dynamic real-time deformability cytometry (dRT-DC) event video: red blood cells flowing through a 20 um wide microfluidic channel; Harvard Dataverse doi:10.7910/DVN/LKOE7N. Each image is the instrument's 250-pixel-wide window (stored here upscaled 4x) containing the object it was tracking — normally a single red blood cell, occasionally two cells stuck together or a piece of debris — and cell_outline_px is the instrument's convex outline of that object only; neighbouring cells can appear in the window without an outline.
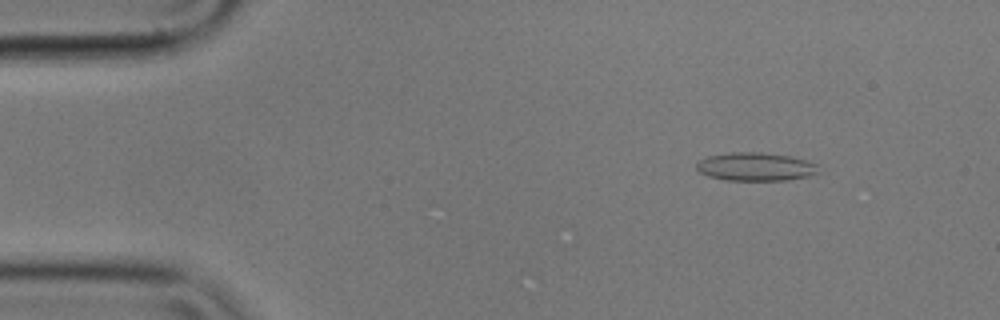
{"species": "common noctule bat (a hibernating species)", "species_latin": "Nyctalus noctula", "temperature_condition": "cold", "stored_images_in_passage": 56, "camera_frame_rate_fps": 3000, "um_per_image_px": 0.085, "animal": {"sex": "male", "body_mass_g": 17.9}, "frame": {"image": 1, "passage_image": 7, "time_ms": 2.0, "image_size_px": [1000, 320], "cell_outline_px": [[816, 172], [808, 176], [788, 180], [728, 180], [708, 176], [700, 172], [696, 168], [696, 164], [700, 160], [708, 156], [728, 152], [760, 152], [788, 156], [808, 160], [816, 164]], "centroid_in_image_um": [64.18, 14.16], "position_along_channel_um": 20.8, "area_um2": 19.94}}
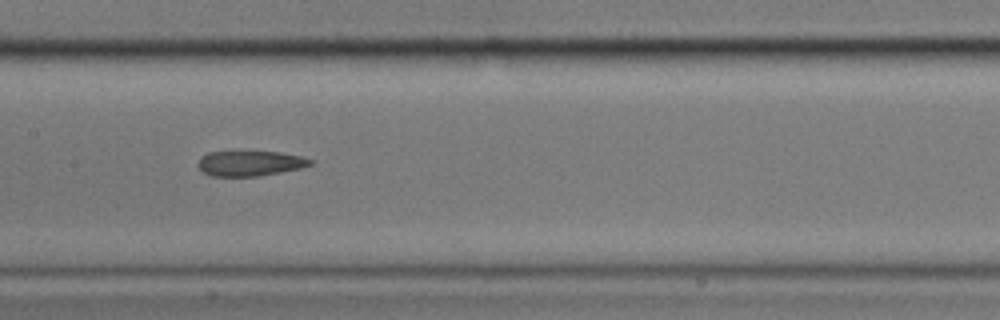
{"frame": {"image": 2, "passage_image": 27, "time_ms": 8.667, "image_size_px": [1000, 320], "cell_outline_px": [[316, 160], [312, 164], [300, 168], [260, 176], [212, 176], [204, 172], [196, 164], [200, 156], [208, 152], [280, 152], [300, 156]], "centroid_in_image_um": [21.25, 13.88], "position_along_channel_um": 186.1, "area_um2": 16.47}}
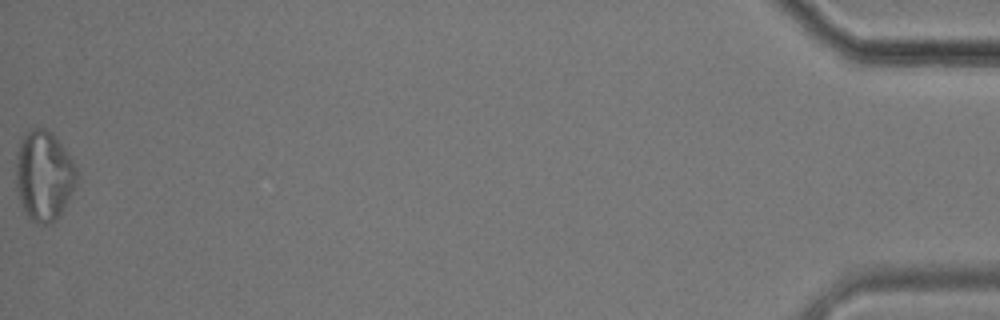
{"frame": {"image": 3, "passage_image": 56, "time_ms": 18.333, "image_size_px": [1000, 320], "cell_outline_px": [[80, 172], [72, 192], [60, 212], [52, 224], [36, 224], [24, 212], [16, 188], [16, 152], [20, 140], [32, 128], [44, 128], [52, 132], [56, 136]], "centroid_in_image_um": [3.72, 14.92], "position_along_channel_um": 431.5, "area_um2": 31.96}, "authors_computed_cell_mechanics": {"area_um2": 18.9584, "velocity_mm_per_s": 3.5716, "shape_relaxation_time_tau1_ms": null, "shape_relaxation_time_tau2_ms": 5.1519, "deformation_change_tau1": null, "deformation_change_tau2": 0.1372}}